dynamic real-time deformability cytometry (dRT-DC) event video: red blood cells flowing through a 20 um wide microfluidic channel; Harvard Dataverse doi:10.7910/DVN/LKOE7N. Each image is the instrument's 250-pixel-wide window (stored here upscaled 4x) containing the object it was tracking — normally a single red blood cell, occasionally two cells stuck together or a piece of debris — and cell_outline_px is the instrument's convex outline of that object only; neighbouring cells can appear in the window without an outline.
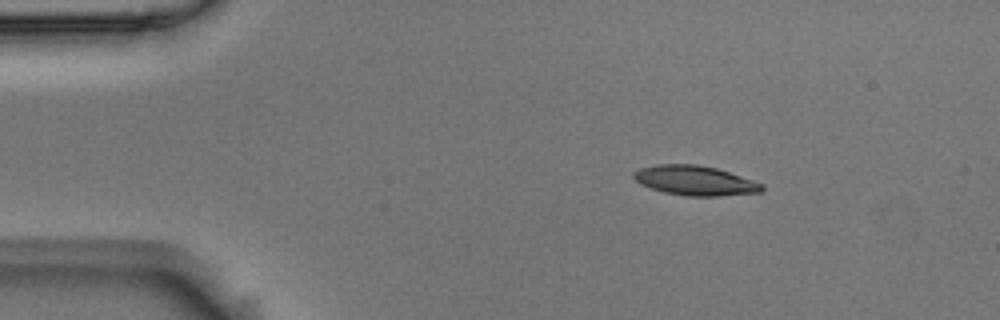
{"species": "Egyptian fruit bat (a non-hibernating species)", "species_latin": "Rousettus aegyptiacus", "temperature_condition": "room temperature", "stored_images_in_passage": 3, "camera_frame_rate_fps": 3000, "um_per_image_px": 0.085, "animal": {"sex": "male"}, "frame": {"image": 1, "passage_image": 1, "time_ms": 0.0, "image_size_px": [1000, 320], "cell_outline_px": [[764, 188], [760, 192], [720, 196], [688, 196], [664, 192], [640, 184], [632, 176], [632, 172], [640, 168], [656, 164], [696, 164], [716, 168], [764, 184]], "centroid_in_image_um": [59.05, 15.34], "position_along_channel_um": 25.9, "area_um2": 22.08}}
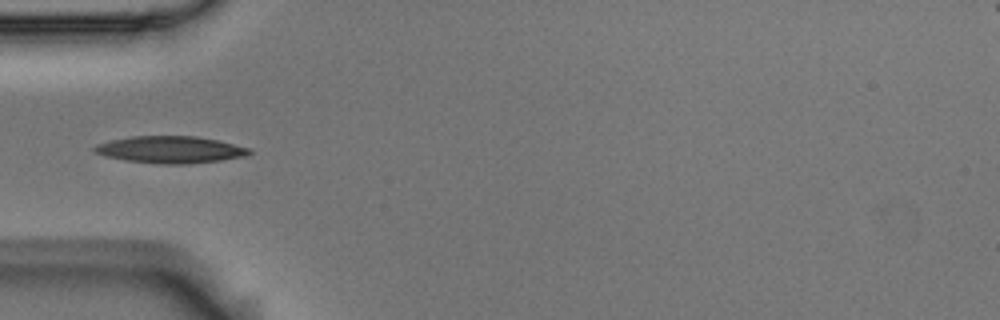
{"frame": {"image": 2, "passage_image": 3, "time_ms": 0.667, "image_size_px": [1000, 320], "cell_outline_px": [[252, 152], [244, 156], [220, 160], [188, 164], [160, 164], [124, 160], [104, 156], [92, 152], [92, 148], [96, 144], [112, 140], [132, 136], [196, 136], [216, 140], [248, 148]], "centroid_in_image_um": [14.4, 12.72], "position_along_channel_um": 70.6, "area_um2": 24.22}}